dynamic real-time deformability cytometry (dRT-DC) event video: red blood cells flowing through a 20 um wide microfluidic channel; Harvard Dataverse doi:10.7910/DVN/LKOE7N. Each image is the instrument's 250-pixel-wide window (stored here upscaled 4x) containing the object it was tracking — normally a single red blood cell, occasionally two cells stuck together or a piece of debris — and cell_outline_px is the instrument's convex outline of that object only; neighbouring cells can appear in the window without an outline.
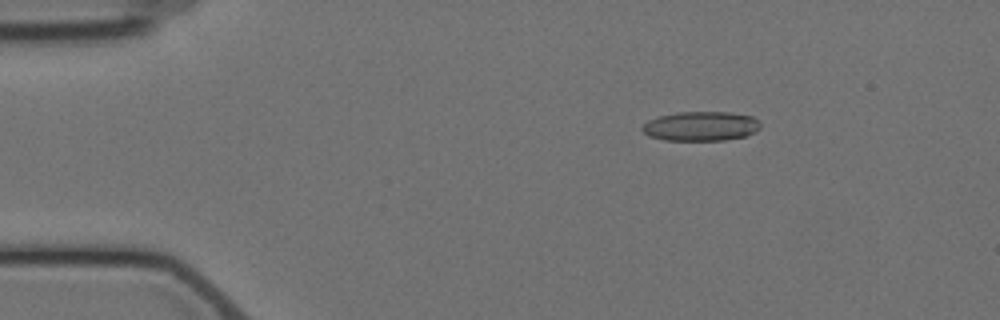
{"species": "Egyptian fruit bat (a non-hibernating species)", "species_latin": "Rousettus aegyptiacus", "temperature_condition": "cold", "stored_images_in_passage": 5, "camera_frame_rate_fps": 3000, "um_per_image_px": 0.085, "animal": {"sex": "female"}, "frame": {"image": 1, "passage_image": 2, "time_ms": 2.0, "image_size_px": [1000, 320], "cell_outline_px": [[760, 128], [756, 132], [744, 136], [724, 140], [664, 140], [648, 136], [640, 128], [648, 120], [660, 116], [676, 112], [728, 112], [752, 116], [760, 124]], "centroid_in_image_um": [59.55, 10.72], "position_along_channel_um": 25.4, "area_um2": 20.23}}
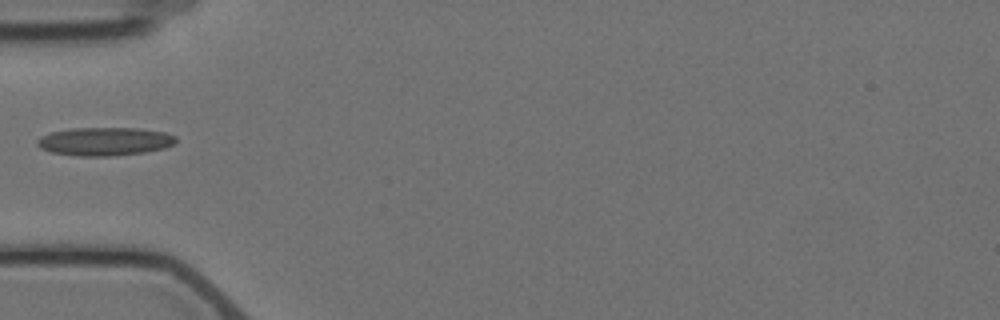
{"frame": {"image": 2, "passage_image": 5, "time_ms": 5.333, "image_size_px": [1000, 320], "cell_outline_px": [[176, 140], [172, 144], [164, 148], [144, 152], [112, 156], [80, 156], [52, 152], [40, 148], [36, 144], [36, 140], [40, 136], [52, 132], [72, 128], [140, 128], [164, 132], [176, 136]], "centroid_in_image_um": [8.88, 12.02], "position_along_channel_um": 76.1, "area_um2": 22.83}}